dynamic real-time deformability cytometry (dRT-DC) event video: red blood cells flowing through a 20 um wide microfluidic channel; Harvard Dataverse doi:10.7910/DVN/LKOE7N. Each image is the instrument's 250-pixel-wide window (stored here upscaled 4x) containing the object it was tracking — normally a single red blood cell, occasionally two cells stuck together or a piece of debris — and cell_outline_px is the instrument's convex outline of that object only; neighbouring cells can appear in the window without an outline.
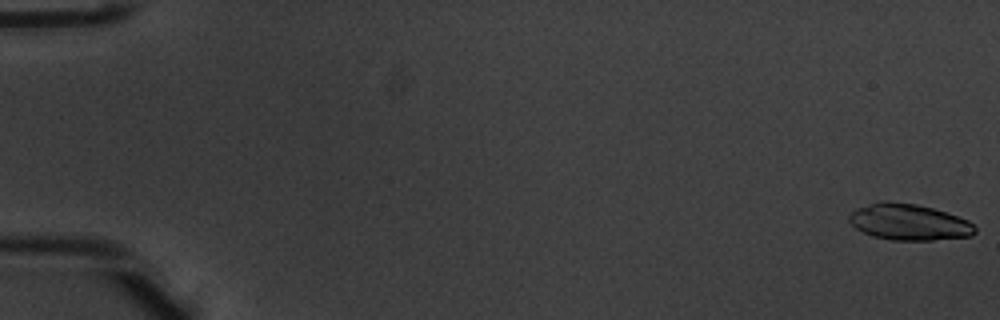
{"species": "common noctule bat (a hibernating species)", "species_latin": "Nyctalus noctula", "temperature_condition": "warm", "stored_images_in_passage": 3, "camera_frame_rate_fps": 3000, "um_per_image_px": 0.085, "animal": {"sex": "male", "body_mass_g": 20.1, "forearm_length_mm": 53.5}, "frame": {"image": 1, "passage_image": 1, "time_ms": 0.0, "image_size_px": [1000, 320], "cell_outline_px": [[976, 232], [972, 236], [932, 240], [888, 240], [872, 236], [856, 228], [848, 220], [848, 216], [856, 208], [884, 200], [916, 204], [932, 208], [968, 220], [976, 228]], "centroid_in_image_um": [77.24, 18.88], "position_along_channel_um": 7.8, "area_um2": 26.47}}